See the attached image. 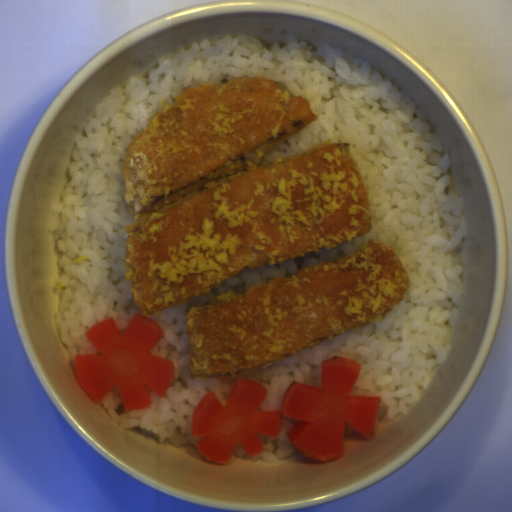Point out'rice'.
<instances>
[{
	"label": "rice",
	"mask_w": 512,
	"mask_h": 512,
	"mask_svg": "<svg viewBox=\"0 0 512 512\" xmlns=\"http://www.w3.org/2000/svg\"><path fill=\"white\" fill-rule=\"evenodd\" d=\"M271 79L290 97L307 98L317 119L267 151L257 165L333 140L349 144L370 199L371 230L260 269L246 267L198 295L199 305L219 294L247 292L274 278L329 263L369 239L390 245L407 270L409 286L381 320L342 332L244 377L262 384L258 410H281L293 382L321 388L322 362L342 356L360 364L350 396L379 397L383 420L405 415L418 403L436 368L448 356L459 322L463 265L455 254L469 224L457 195L448 154L423 112L389 77L340 47L287 38L265 47L247 34L225 35L180 47L158 60L148 77H131L93 108L77 135L68 167L71 180L48 221L62 251L55 279V317L71 361L98 351L86 337L113 318L124 332L140 312L124 276L126 228L133 223L124 200V160L130 142L187 87L237 78ZM141 313V312H140Z\"/></svg>",
	"instance_id": "1"
},
{
	"label": "rice",
	"mask_w": 512,
	"mask_h": 512,
	"mask_svg": "<svg viewBox=\"0 0 512 512\" xmlns=\"http://www.w3.org/2000/svg\"><path fill=\"white\" fill-rule=\"evenodd\" d=\"M200 305L198 295L173 308H165L160 315L148 317L163 331L150 354L174 363V379L163 396L146 386L151 405L138 410H125L119 389L114 385L99 402L102 409L123 429L140 428L159 443L169 441L176 446H197L202 439L192 434V412L198 402L212 391L225 409L228 395L235 382L218 379H195L190 371V353L185 318L188 311Z\"/></svg>",
	"instance_id": "2"
},
{
	"label": "rice",
	"mask_w": 512,
	"mask_h": 512,
	"mask_svg": "<svg viewBox=\"0 0 512 512\" xmlns=\"http://www.w3.org/2000/svg\"><path fill=\"white\" fill-rule=\"evenodd\" d=\"M300 420H294L287 416H282L281 429L275 438L265 436L261 433L258 435L259 441L264 447V451L255 457H250L242 445L239 443L233 449L234 456L249 459L251 462L264 460L266 462L274 463L281 459H287L294 455L299 450L295 448L288 439V432L292 425L299 423Z\"/></svg>",
	"instance_id": "3"
}]
</instances>
